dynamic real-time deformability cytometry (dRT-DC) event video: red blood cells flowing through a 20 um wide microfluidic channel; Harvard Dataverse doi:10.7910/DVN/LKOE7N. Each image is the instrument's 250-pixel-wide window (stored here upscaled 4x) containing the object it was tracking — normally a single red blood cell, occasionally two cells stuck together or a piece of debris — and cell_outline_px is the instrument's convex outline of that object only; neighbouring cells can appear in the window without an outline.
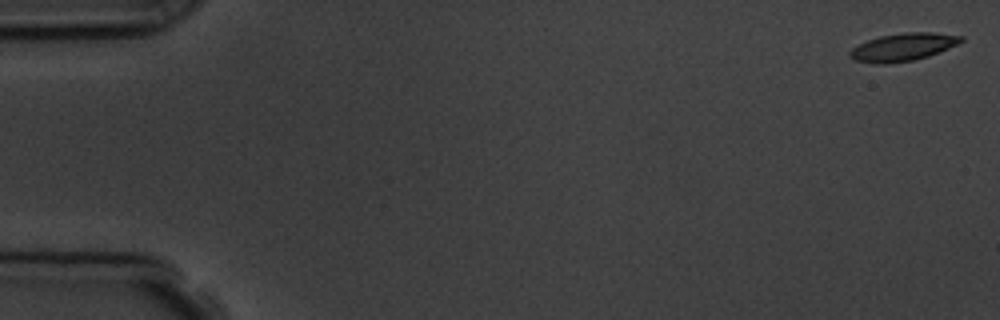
{"species": "common noctule bat (a hibernating species)", "species_latin": "Nyctalus noctula", "temperature_condition": "room temperature", "stored_images_in_passage": 6, "camera_frame_rate_fps": 3000, "um_per_image_px": 0.085, "animal": {"sex": "male", "body_mass_g": 19.5, "forearm_length_mm": 54.6}, "frame": {"image": 1, "passage_image": 1, "time_ms": 0.0, "image_size_px": [1000, 320], "cell_outline_px": [[964, 40], [948, 48], [928, 56], [912, 60], [884, 64], [876, 64], [856, 60], [848, 56], [848, 52], [852, 48], [868, 40], [880, 36], [904, 32], [932, 32], [964, 36]], "centroid_in_image_um": [76.74, 3.99], "position_along_channel_um": 8.3, "area_um2": 17.8}}
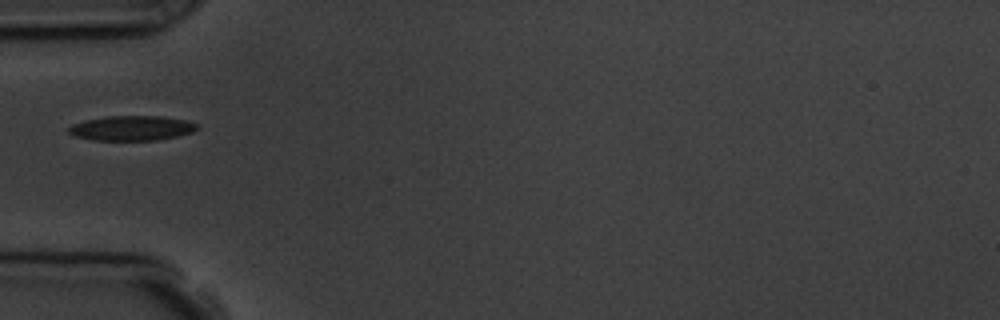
{"frame": {"image": 2, "passage_image": 5, "time_ms": 5.667, "image_size_px": [1000, 320], "cell_outline_px": [[200, 128], [192, 132], [176, 136], [156, 140], [92, 140], [76, 136], [68, 132], [68, 128], [72, 124], [84, 120], [108, 116], [160, 116], [188, 120], [200, 124]], "centroid_in_image_um": [11.23, 10.88], "position_along_channel_um": 73.8, "area_um2": 18.67}}